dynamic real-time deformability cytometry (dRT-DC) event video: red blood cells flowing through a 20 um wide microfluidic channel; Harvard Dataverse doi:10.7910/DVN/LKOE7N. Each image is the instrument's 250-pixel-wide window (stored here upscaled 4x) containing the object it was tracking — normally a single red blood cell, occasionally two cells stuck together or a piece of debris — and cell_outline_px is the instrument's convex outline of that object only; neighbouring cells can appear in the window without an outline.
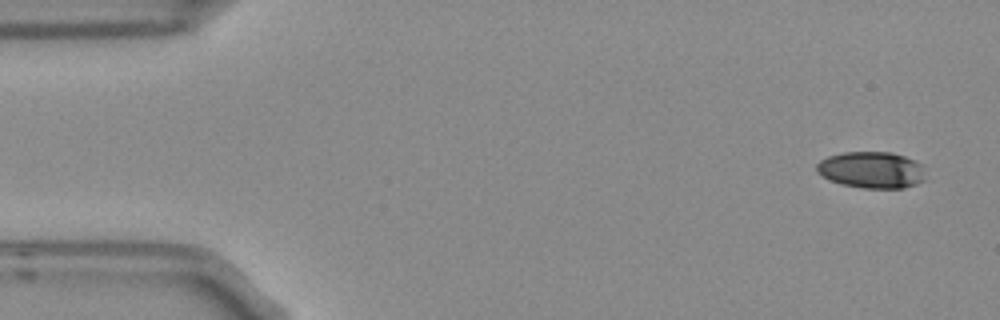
{"species": "Egyptian fruit bat (a non-hibernating species)", "species_latin": "Rousettus aegyptiacus", "temperature_condition": "room temperature", "stored_images_in_passage": 5, "camera_frame_rate_fps": 3000, "um_per_image_px": 0.085, "frame": {"image": 1, "passage_image": 1, "time_ms": 0.0, "image_size_px": [1000, 320], "cell_outline_px": [[924, 180], [916, 184], [904, 188], [864, 188], [840, 184], [828, 180], [816, 172], [816, 164], [820, 160], [828, 156], [844, 152], [892, 152], [904, 156], [920, 164]], "centroid_in_image_um": [74.01, 14.45], "position_along_channel_um": 11.0, "area_um2": 23.12}}
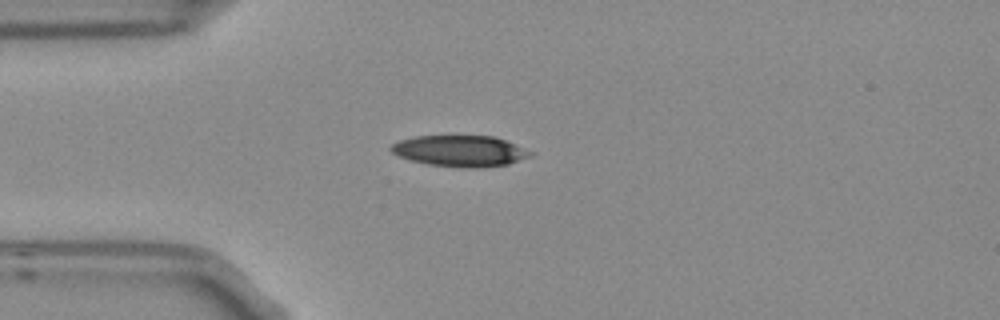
{"frame": {"image": 2, "passage_image": 4, "time_ms": 1.0, "image_size_px": [1000, 320], "cell_outline_px": [[532, 156], [508, 164], [472, 168], [428, 164], [408, 160], [392, 152], [388, 148], [392, 144], [400, 140], [416, 136], [492, 136], [504, 140], [532, 152]], "centroid_in_image_um": [39.07, 12.83], "position_along_channel_um": 45.9, "area_um2": 24.91}}